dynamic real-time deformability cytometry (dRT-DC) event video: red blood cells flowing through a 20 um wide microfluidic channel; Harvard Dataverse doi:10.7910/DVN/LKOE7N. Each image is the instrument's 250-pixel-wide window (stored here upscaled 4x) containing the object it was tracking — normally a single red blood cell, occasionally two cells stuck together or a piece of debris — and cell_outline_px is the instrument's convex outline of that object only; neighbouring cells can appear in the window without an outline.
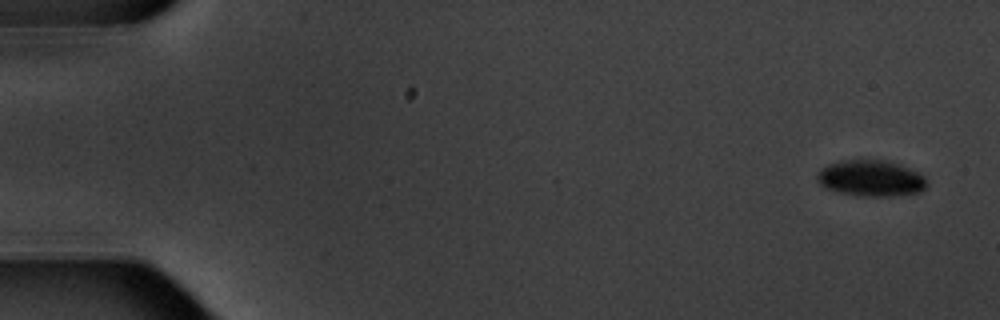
{"species": "common noctule bat (a hibernating species)", "species_latin": "Nyctalus noctula", "temperature_condition": "warm", "stored_images_in_passage": 10, "camera_frame_rate_fps": 3000, "um_per_image_px": 0.085, "animal": {"sex": "male", "body_mass_g": 20.1, "forearm_length_mm": 53.5}, "frame": {"image": 1, "passage_image": 1, "time_ms": 0.0, "image_size_px": [1000, 320], "cell_outline_px": [[928, 184], [920, 192], [892, 196], [856, 196], [824, 188], [816, 180], [816, 172], [820, 168], [828, 164], [844, 160], [880, 160], [896, 164], [908, 168], [924, 176], [928, 180]], "centroid_in_image_um": [73.98, 15.17], "position_along_channel_um": 11.0, "area_um2": 23.12}}
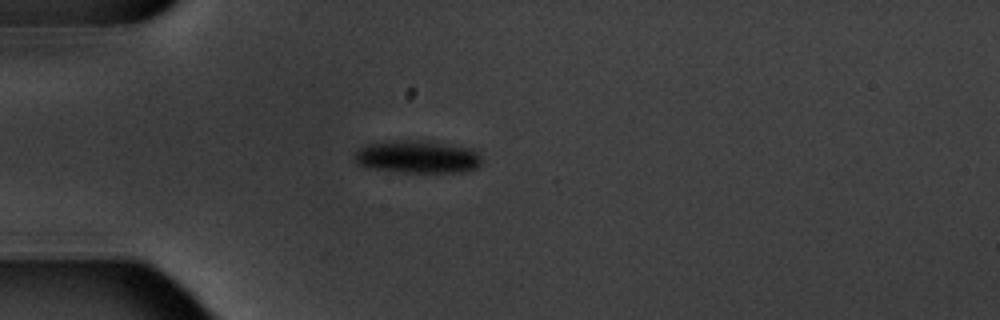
{"frame": {"image": 2, "passage_image": 4, "time_ms": 4.667, "image_size_px": [1000, 320], "cell_outline_px": [[480, 168], [468, 172], [396, 172], [364, 168], [356, 164], [352, 156], [364, 144], [392, 140], [428, 140], [468, 148], [476, 152], [480, 156]], "centroid_in_image_um": [35.42, 13.34], "position_along_channel_um": 49.6, "area_um2": 24.85}}
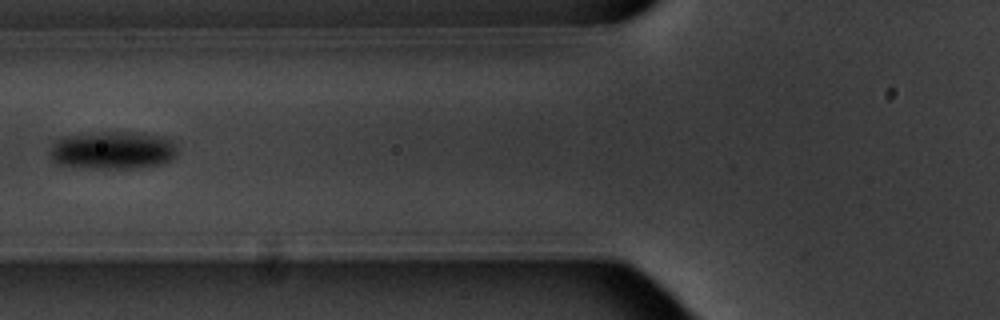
{"frame": {"image": 3, "passage_image": 6, "time_ms": 7.0, "image_size_px": [1000, 320], "cell_outline_px": [[176, 152], [168, 160], [160, 164], [132, 168], [88, 168], [56, 164], [52, 160], [52, 148], [56, 140], [64, 136], [100, 132], [132, 132], [156, 136], [168, 140], [172, 144]], "centroid_in_image_um": [9.5, 12.78], "position_along_channel_um": 116.3, "area_um2": 27.34}}